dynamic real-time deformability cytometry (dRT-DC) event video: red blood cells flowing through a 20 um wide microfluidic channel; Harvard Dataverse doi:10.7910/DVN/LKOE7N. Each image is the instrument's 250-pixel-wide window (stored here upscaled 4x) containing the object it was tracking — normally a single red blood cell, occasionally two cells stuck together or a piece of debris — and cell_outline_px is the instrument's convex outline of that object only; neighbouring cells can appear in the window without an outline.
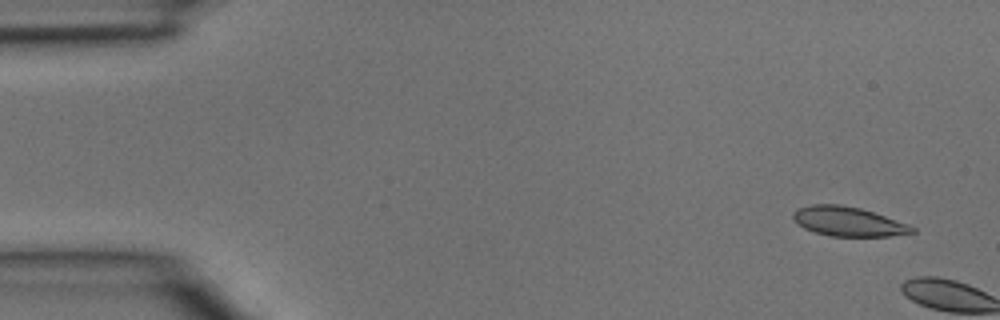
{"species": "common noctule bat (a hibernating species)", "species_latin": "Nyctalus noctula", "temperature_condition": "room temperature", "stored_images_in_passage": 5, "camera_frame_rate_fps": 3000, "um_per_image_px": 0.085, "animal": {"sex": "male", "body_mass_g": 15.6}, "frame": {"image": 1, "passage_image": 1, "time_ms": 0.0, "image_size_px": [1000, 320], "cell_outline_px": [[916, 232], [888, 236], [828, 236], [804, 228], [792, 216], [792, 212], [796, 208], [812, 204], [840, 204], [860, 208], [908, 224], [916, 228]], "centroid_in_image_um": [72.08, 18.82], "position_along_channel_um": 12.9, "area_um2": 20.23}}